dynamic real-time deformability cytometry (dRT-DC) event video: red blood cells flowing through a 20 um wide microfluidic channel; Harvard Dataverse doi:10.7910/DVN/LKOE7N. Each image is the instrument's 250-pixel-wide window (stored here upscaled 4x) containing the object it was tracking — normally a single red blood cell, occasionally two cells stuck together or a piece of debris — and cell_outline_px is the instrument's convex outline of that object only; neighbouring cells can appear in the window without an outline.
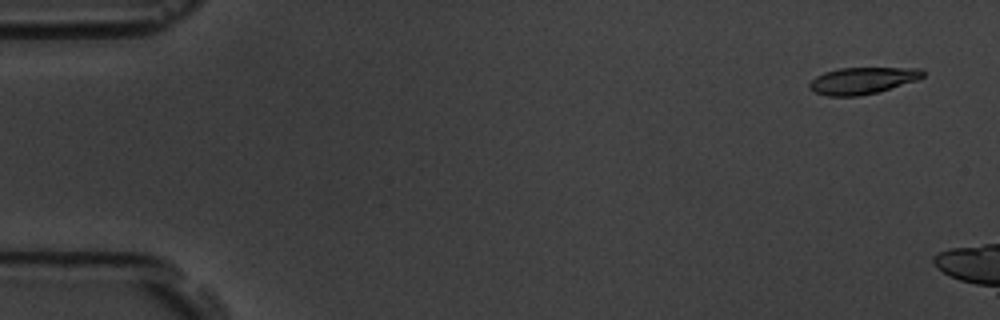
{"species": "common noctule bat (a hibernating species)", "species_latin": "Nyctalus noctula", "temperature_condition": "room temperature", "stored_images_in_passage": 3, "camera_frame_rate_fps": 3000, "um_per_image_px": 0.085, "animal": {"sex": "male", "body_mass_g": 19.5, "forearm_length_mm": 54.6}, "frame": {"image": 1, "passage_image": 1, "time_ms": 0.0, "image_size_px": [1000, 320], "cell_outline_px": [[924, 76], [916, 80], [876, 92], [860, 96], [828, 96], [816, 92], [808, 88], [808, 84], [816, 76], [824, 72], [840, 68], [920, 68], [924, 72]], "centroid_in_image_um": [73.27, 6.85], "position_along_channel_um": 11.7, "area_um2": 17.46}}